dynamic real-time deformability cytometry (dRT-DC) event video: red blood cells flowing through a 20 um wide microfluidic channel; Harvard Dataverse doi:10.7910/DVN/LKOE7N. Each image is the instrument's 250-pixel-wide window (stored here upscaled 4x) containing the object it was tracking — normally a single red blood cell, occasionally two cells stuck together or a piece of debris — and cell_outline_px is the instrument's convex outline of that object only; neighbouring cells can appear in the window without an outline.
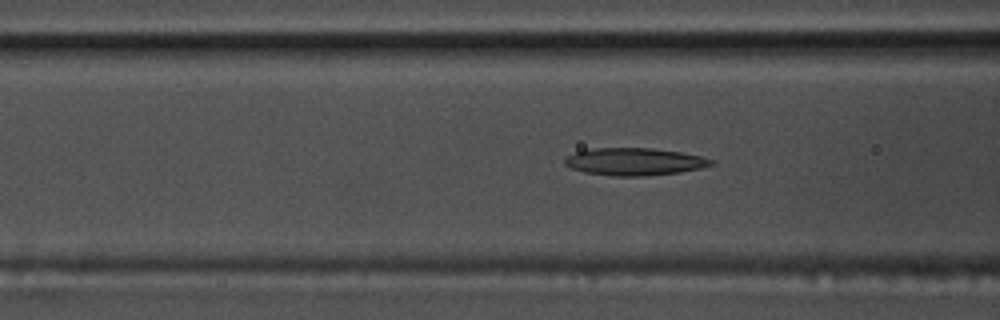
{"species": "common noctule bat (a hibernating species)", "species_latin": "Nyctalus noctula", "temperature_condition": "warm", "stored_images_in_passage": 55, "camera_frame_rate_fps": 3000, "um_per_image_px": 0.085, "animal": {"sex": "male", "body_mass_g": 17.5, "forearm_length_mm": 52.3}, "frame": {"image": 1, "passage_image": 21, "time_ms": 6.667, "image_size_px": [1000, 320], "cell_outline_px": [[716, 164], [700, 168], [680, 172], [640, 176], [612, 176], [584, 172], [572, 168], [564, 164], [564, 160], [568, 156], [576, 152], [592, 148], [652, 148], [680, 152], [700, 156], [716, 160]], "centroid_in_image_um": [53.95, 13.74], "position_along_channel_um": 112.6, "area_um2": 23.35}}
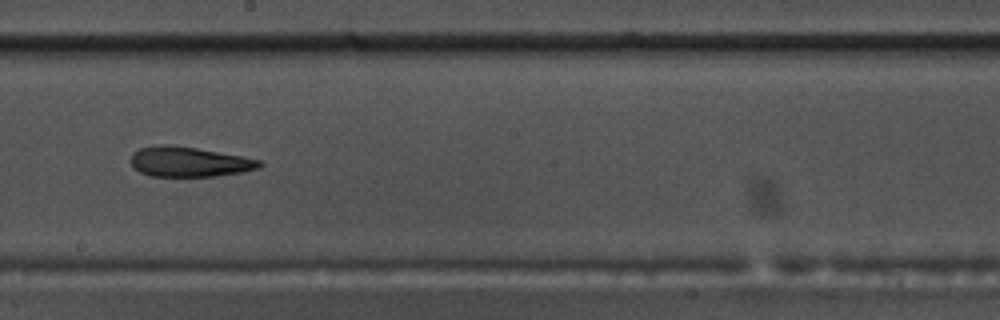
{"frame": {"image": 2, "passage_image": 31, "time_ms": 10.0, "image_size_px": [1000, 320], "cell_outline_px": [[264, 164], [260, 168], [240, 172], [216, 176], [148, 176], [140, 172], [132, 164], [132, 152], [140, 148], [160, 144], [168, 144], [196, 148], [244, 156], [260, 160]], "centroid_in_image_um": [16.1, 13.75], "position_along_channel_um": 232.1, "area_um2": 22.48}}
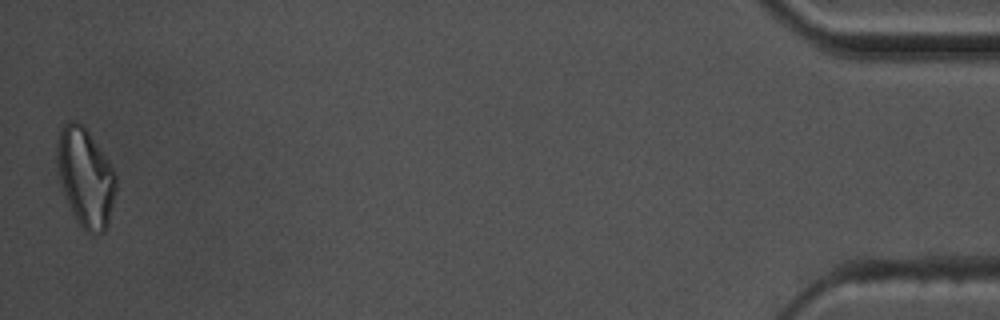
{"frame": {"image": 3, "passage_image": 55, "time_ms": 18.0, "image_size_px": [1000, 320], "cell_outline_px": [[116, 188], [108, 224], [104, 232], [84, 232], [72, 212], [68, 204], [60, 180], [56, 160], [56, 140], [60, 128], [68, 120], [76, 120], [84, 124], [116, 172]], "centroid_in_image_um": [7.25, 15.01], "position_along_channel_um": 427.9, "area_um2": 34.04}}